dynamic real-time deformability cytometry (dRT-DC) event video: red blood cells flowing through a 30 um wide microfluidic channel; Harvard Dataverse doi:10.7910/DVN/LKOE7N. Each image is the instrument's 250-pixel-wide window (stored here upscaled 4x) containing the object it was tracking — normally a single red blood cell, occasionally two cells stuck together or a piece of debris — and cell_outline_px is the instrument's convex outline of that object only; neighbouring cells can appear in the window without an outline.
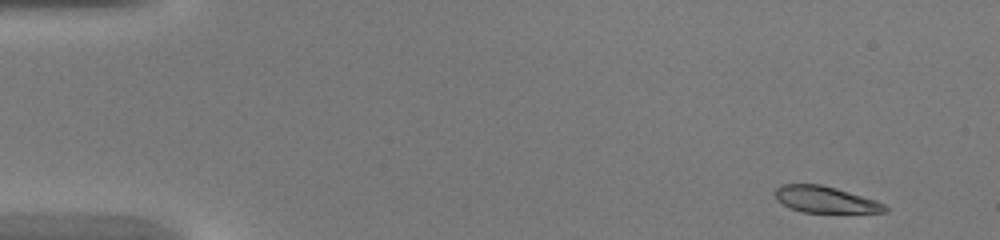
{"species": "common noctule bat (a hibernating species)", "species_latin": "Nyctalus noctula", "temperature_condition": "warm", "stored_images_in_passage": 42, "camera_frame_rate_fps": 3000, "um_per_image_px": 0.085, "animal": {"sex": "female", "body_mass_g": 20.0, "forearm_length_mm": 54.0}, "frame": {"image": 1, "passage_image": 1, "time_ms": 0.0, "image_size_px": [1000, 240], "cell_outline_px": [[888, 212], [804, 212], [792, 208], [776, 200], [776, 188], [780, 184], [820, 184], [836, 188], [876, 200], [884, 204], [888, 208]], "centroid_in_image_um": [70.16, 16.95], "position_along_channel_um": 14.8, "area_um2": 16.7}}
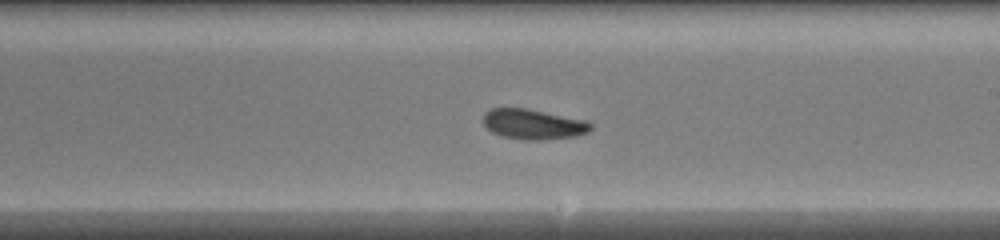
{"frame": {"image": 2, "passage_image": 24, "time_ms": 7.667, "image_size_px": [1000, 240], "cell_outline_px": [[592, 128], [588, 132], [576, 136], [540, 140], [524, 140], [504, 136], [492, 132], [484, 124], [484, 112], [488, 108], [524, 108], [584, 120], [592, 124]], "centroid_in_image_um": [45.31, 10.56], "position_along_channel_um": 243.7, "area_um2": 18.67}}
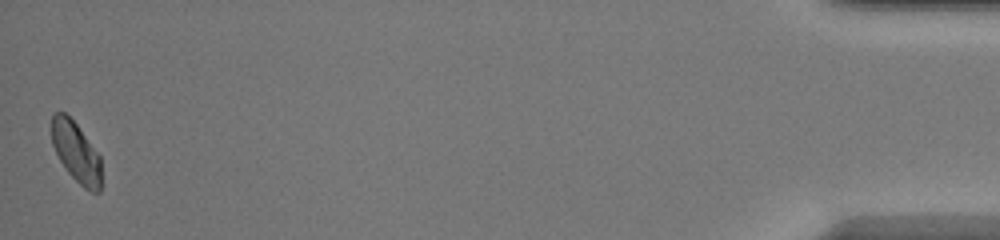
{"frame": {"image": 3, "passage_image": 42, "time_ms": 13.667, "image_size_px": [1000, 240], "cell_outline_px": [[100, 192], [92, 192], [84, 188], [68, 172], [60, 160], [52, 144], [52, 116], [56, 112], [64, 112], [76, 124], [100, 156]], "centroid_in_image_um": [6.46, 12.94], "position_along_channel_um": 428.7, "area_um2": 16.99}}